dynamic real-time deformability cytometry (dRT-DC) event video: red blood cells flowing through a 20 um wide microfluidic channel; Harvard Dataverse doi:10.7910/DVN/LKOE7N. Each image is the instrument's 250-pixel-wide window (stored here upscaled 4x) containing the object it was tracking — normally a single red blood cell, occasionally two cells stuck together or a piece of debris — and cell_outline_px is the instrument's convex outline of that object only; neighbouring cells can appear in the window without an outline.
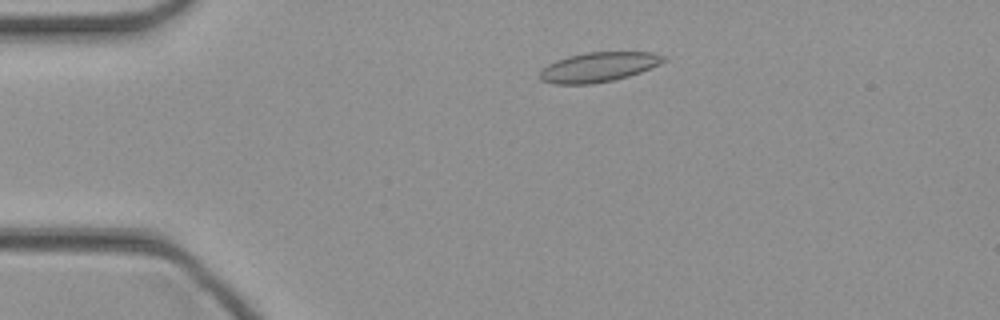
{"species": "common noctule bat (a hibernating species)", "species_latin": "Nyctalus noctula", "temperature_condition": "cold", "stored_images_in_passage": 39, "camera_frame_rate_fps": 3000, "um_per_image_px": 0.085, "animal": {"sex": "female", "body_mass_g": 21.9}, "frame": {"image": 1, "passage_image": 3, "time_ms": 0.667, "image_size_px": [1000, 320], "cell_outline_px": [[668, 60], [660, 64], [640, 72], [628, 76], [612, 80], [592, 84], [552, 84], [540, 80], [540, 72], [548, 64], [556, 60], [568, 56], [588, 52], [652, 52], [668, 56]], "centroid_in_image_um": [50.91, 5.69], "position_along_channel_um": 34.1, "area_um2": 21.44}}
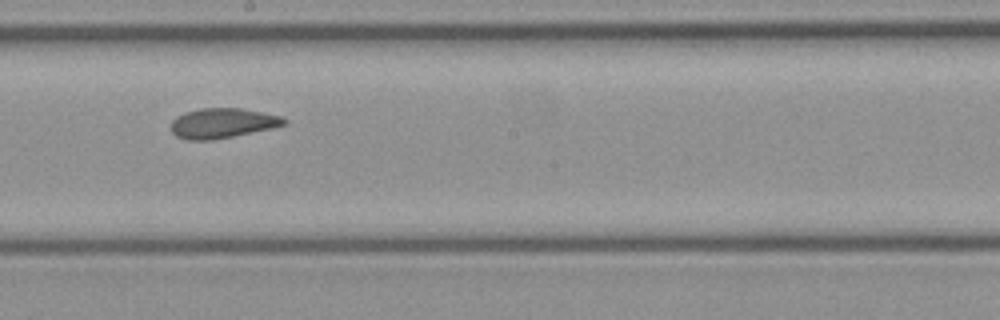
{"frame": {"image": 2, "passage_image": 19, "time_ms": 6.0, "image_size_px": [1000, 320], "cell_outline_px": [[288, 124], [272, 128], [212, 140], [188, 140], [176, 136], [172, 132], [172, 120], [176, 116], [184, 112], [200, 108], [240, 108], [280, 116], [288, 120]], "centroid_in_image_um": [18.9, 10.46], "position_along_channel_um": 229.3, "area_um2": 19.65}}
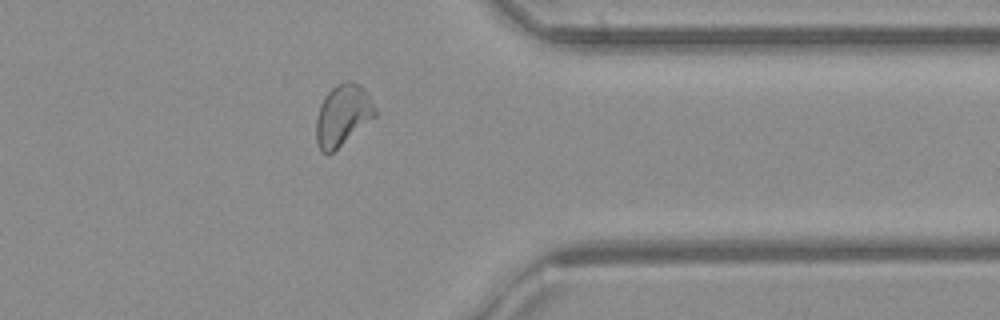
{"frame": {"image": 3, "passage_image": 30, "time_ms": 9.667, "image_size_px": [1000, 320], "cell_outline_px": [[376, 116], [328, 156], [320, 152], [316, 144], [316, 116], [320, 104], [324, 96], [336, 84], [348, 80], [360, 84], [364, 88], [376, 108]], "centroid_in_image_um": [29.1, 9.8], "position_along_channel_um": 382.3, "area_um2": 21.27}}